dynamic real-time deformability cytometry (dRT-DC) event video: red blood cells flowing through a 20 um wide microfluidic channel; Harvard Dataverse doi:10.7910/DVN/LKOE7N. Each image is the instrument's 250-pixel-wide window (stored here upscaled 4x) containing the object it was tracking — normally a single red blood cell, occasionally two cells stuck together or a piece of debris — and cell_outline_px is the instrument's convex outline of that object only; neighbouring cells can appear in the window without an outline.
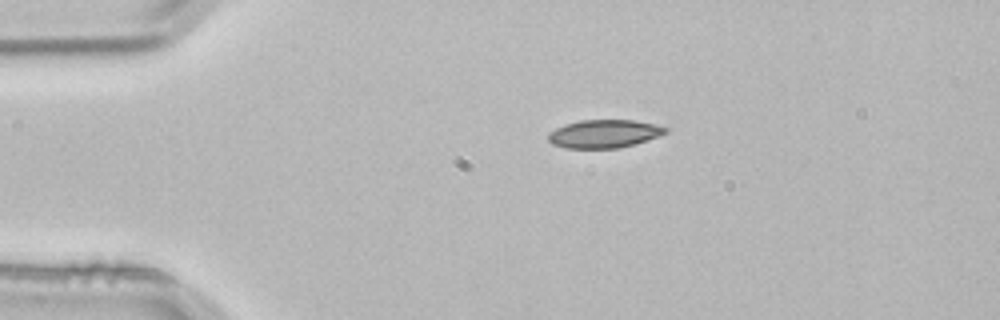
{"species": "common noctule bat (a hibernating species)", "species_latin": "Nyctalus noctula", "temperature_condition": "room temperature", "stored_images_in_passage": 2, "camera_frame_rate_fps": 3000, "um_per_image_px": 0.085, "animal": {"sex": "male", "body_mass_g": 21.5, "forearm_length_mm": 52.0}, "frame": {"image": 1, "passage_image": 1, "time_ms": 0.0, "image_size_px": [1000, 320], "cell_outline_px": [[668, 132], [648, 140], [620, 148], [568, 148], [552, 144], [548, 140], [548, 132], [564, 124], [580, 120], [636, 120], [668, 128]], "centroid_in_image_um": [51.33, 11.37], "position_along_channel_um": 33.7, "area_um2": 19.25}}